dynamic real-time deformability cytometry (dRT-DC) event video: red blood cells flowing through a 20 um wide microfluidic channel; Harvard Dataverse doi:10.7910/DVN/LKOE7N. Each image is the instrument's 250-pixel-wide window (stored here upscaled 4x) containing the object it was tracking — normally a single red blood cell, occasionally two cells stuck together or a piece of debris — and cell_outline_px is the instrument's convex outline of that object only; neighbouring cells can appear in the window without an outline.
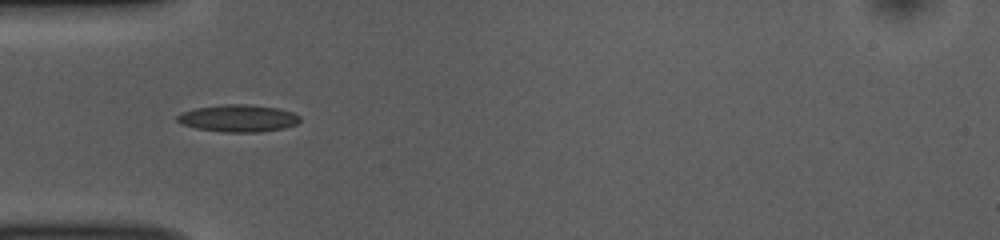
{"species": "common noctule bat (a hibernating species)", "species_latin": "Nyctalus noctula", "temperature_condition": "room temperature", "stored_images_in_passage": 39, "camera_frame_rate_fps": 3000, "um_per_image_px": 0.085, "animal": {"sex": "female", "body_mass_g": 10.0, "forearm_length_mm": 53.1}, "frame": {"image": 1, "passage_image": 3, "time_ms": 0.667, "image_size_px": [1000, 240], "cell_outline_px": [[300, 120], [296, 124], [284, 128], [260, 132], [224, 132], [196, 128], [180, 124], [176, 120], [176, 116], [184, 112], [196, 108], [224, 104], [248, 104], [280, 108], [292, 112], [300, 116]], "centroid_in_image_um": [20.26, 10.05], "position_along_channel_um": 64.7, "area_um2": 19.48}}
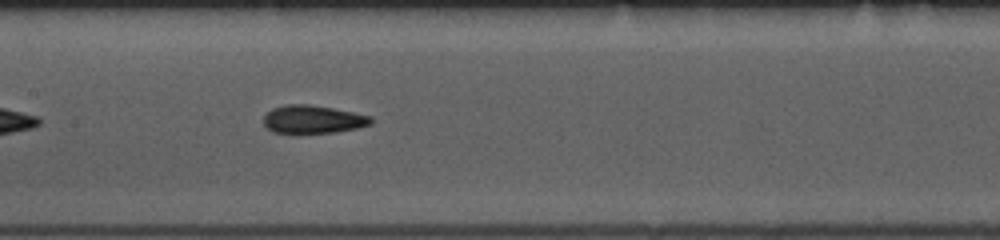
{"frame": {"image": 2, "passage_image": 12, "time_ms": 3.667, "image_size_px": [1000, 240], "cell_outline_px": [[372, 124], [356, 128], [336, 132], [272, 132], [264, 124], [264, 116], [272, 108], [288, 104], [308, 104], [332, 108], [372, 116]], "centroid_in_image_um": [26.61, 10.13], "position_along_channel_um": 180.8, "area_um2": 17.28}}
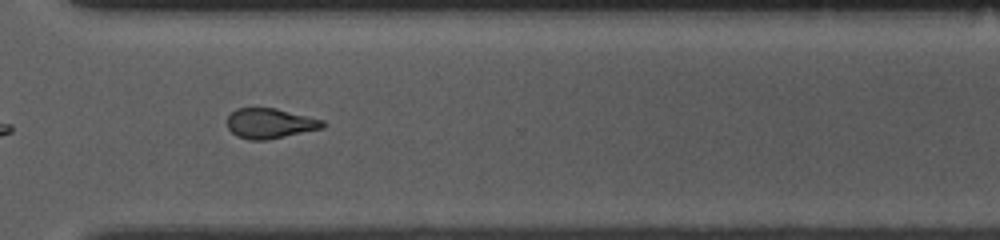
{"frame": {"image": 3, "passage_image": 25, "time_ms": 8.0, "image_size_px": [1000, 240], "cell_outline_px": [[328, 124], [324, 128], [268, 140], [248, 140], [236, 136], [228, 128], [228, 116], [236, 108], [276, 108], [324, 120]], "centroid_in_image_um": [22.98, 10.49], "position_along_channel_um": 347.6, "area_um2": 16.94}, "authors_computed_cell_mechanics": {"area_um2": 17.5712, "velocity_mm_per_s": 3.8615, "shape_relaxation_time_tau1_ms": 6.3059, "shape_relaxation_time_tau2_ms": 3.3806, "deformation_change_tau1": 0.1458, "deformation_change_tau2": 0.1109}}